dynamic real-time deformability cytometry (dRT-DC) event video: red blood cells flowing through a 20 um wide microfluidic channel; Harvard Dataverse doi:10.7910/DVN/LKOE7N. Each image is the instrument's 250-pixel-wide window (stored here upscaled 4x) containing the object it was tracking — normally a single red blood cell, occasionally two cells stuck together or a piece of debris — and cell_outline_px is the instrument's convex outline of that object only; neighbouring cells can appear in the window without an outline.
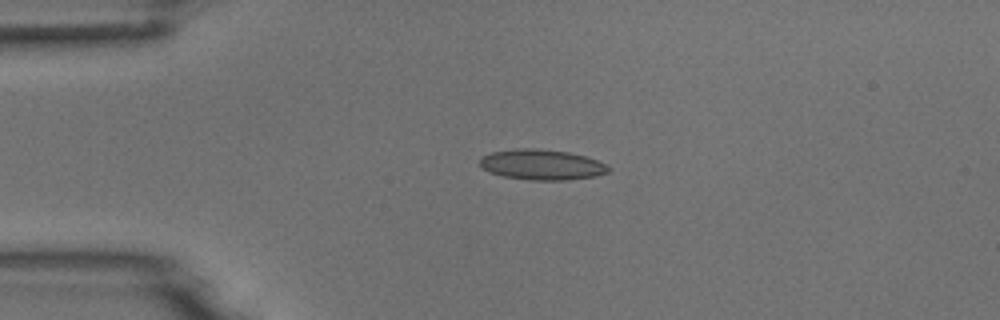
{"species": "common noctule bat (a hibernating species)", "species_latin": "Nyctalus noctula", "temperature_condition": "room temperature", "stored_images_in_passage": 4, "camera_frame_rate_fps": 3000, "um_per_image_px": 0.085, "animal": {"sex": "male", "body_mass_g": 18.8}, "frame": {"image": 1, "passage_image": 3, "time_ms": 3.333, "image_size_px": [1000, 320], "cell_outline_px": [[612, 168], [608, 172], [592, 176], [564, 180], [532, 180], [504, 176], [480, 168], [480, 160], [484, 156], [492, 152], [516, 148], [536, 148], [568, 152], [588, 156]], "centroid_in_image_um": [46.05, 13.98], "position_along_channel_um": 38.9, "area_um2": 22.6}}